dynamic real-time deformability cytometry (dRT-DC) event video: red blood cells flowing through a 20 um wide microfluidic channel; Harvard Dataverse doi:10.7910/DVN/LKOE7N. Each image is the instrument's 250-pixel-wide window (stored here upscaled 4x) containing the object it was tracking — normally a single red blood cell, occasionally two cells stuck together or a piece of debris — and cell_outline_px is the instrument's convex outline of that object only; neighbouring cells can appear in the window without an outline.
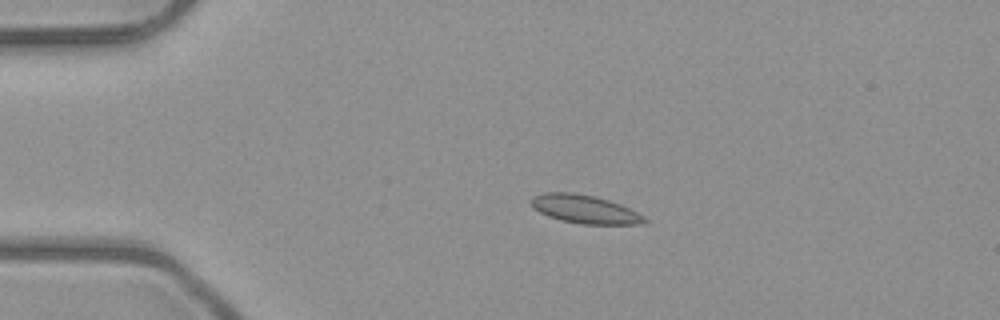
{"species": "common noctule bat (a hibernating species)", "species_latin": "Nyctalus noctula", "temperature_condition": "room temperature", "stored_images_in_passage": 5, "camera_frame_rate_fps": 3000, "um_per_image_px": 0.085, "animal": {"sex": "male", "body_mass_g": 23.1, "forearm_length_mm": 52.7}, "frame": {"image": 1, "passage_image": 3, "time_ms": 2.333, "image_size_px": [1000, 320], "cell_outline_px": [[648, 220], [644, 224], [580, 224], [560, 220], [548, 216], [532, 208], [528, 200], [532, 196], [544, 192], [572, 192], [596, 196], [620, 204], [644, 216]], "centroid_in_image_um": [49.65, 17.77], "position_along_channel_um": 35.4, "area_um2": 18.96}}
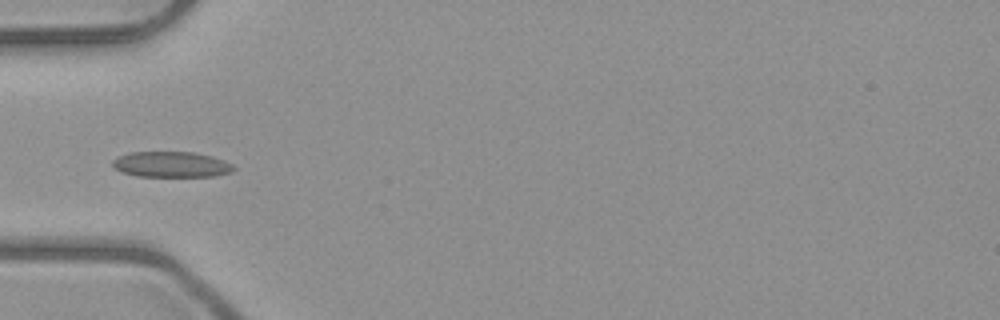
{"frame": {"image": 2, "passage_image": 5, "time_ms": 4.333, "image_size_px": [1000, 320], "cell_outline_px": [[236, 168], [232, 172], [216, 176], [136, 176], [120, 172], [112, 164], [112, 160], [128, 152], [192, 152], [212, 156], [224, 160], [232, 164]], "centroid_in_image_um": [14.57, 13.98], "position_along_channel_um": 70.4, "area_um2": 18.15}}